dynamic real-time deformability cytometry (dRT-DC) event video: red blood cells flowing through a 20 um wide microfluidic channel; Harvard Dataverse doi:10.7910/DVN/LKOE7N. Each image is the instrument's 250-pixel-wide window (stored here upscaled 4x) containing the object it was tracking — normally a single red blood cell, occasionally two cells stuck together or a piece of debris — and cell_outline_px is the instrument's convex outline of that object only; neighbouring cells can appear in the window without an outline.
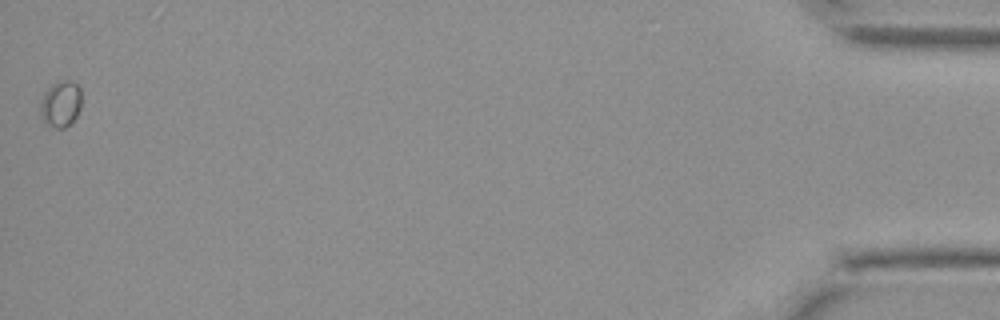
{"species": "Egyptian fruit bat (a non-hibernating species)", "species_latin": "Rousettus aegyptiacus", "temperature_condition": "cold", "stored_images_in_passage": 40, "camera_frame_rate_fps": 3000, "um_per_image_px": 0.085, "animal": {"sex": "female"}, "frame": {"image": 1, "passage_image": 40, "time_ms": 13.0, "image_size_px": [1000, 320], "cell_outline_px": [[80, 108], [76, 116], [64, 128], [56, 128], [48, 124], [40, 116], [40, 104], [44, 92], [56, 80], [72, 80], [80, 88]], "centroid_in_image_um": [5.15, 8.79], "position_along_channel_um": 430.1, "area_um2": 11.04}}